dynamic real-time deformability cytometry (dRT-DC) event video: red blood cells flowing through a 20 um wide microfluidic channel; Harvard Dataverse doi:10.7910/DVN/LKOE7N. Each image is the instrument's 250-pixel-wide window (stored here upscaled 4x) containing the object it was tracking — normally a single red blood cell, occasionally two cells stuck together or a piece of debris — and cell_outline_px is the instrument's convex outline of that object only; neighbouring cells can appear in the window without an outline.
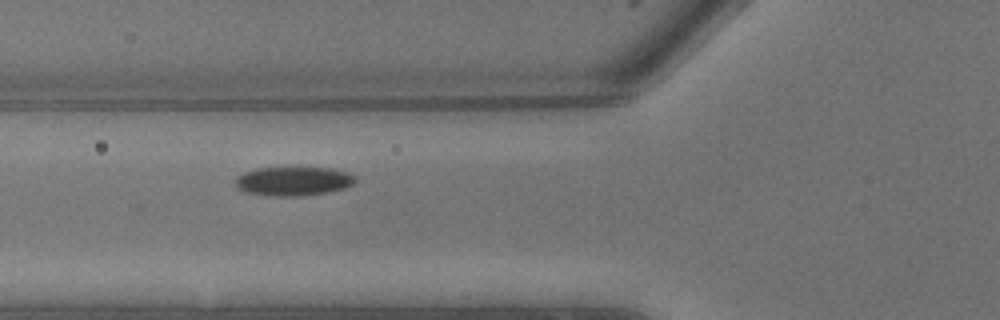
{"species": "common noctule bat (a hibernating species)", "species_latin": "Nyctalus noctula", "temperature_condition": "warm", "stored_images_in_passage": 6, "camera_frame_rate_fps": 3000, "um_per_image_px": 0.085, "animal": {"sex": "male", "body_mass_g": 13.3}, "frame": {"image": 1, "passage_image": 2, "time_ms": 0.333, "image_size_px": [1000, 320], "cell_outline_px": [[356, 180], [352, 184], [344, 188], [328, 192], [304, 196], [268, 196], [244, 192], [236, 188], [236, 176], [244, 172], [256, 168], [332, 168], [348, 172], [356, 176]], "centroid_in_image_um": [24.92, 15.41], "position_along_channel_um": 100.9, "area_um2": 20.46}}
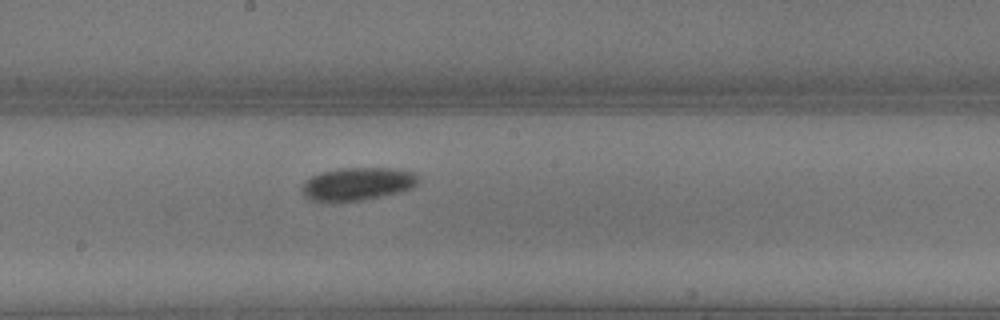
{"frame": {"image": 2, "passage_image": 6, "time_ms": 1.667, "image_size_px": [1000, 320], "cell_outline_px": [[420, 180], [412, 188], [400, 192], [360, 200], [312, 200], [304, 196], [300, 192], [304, 180], [312, 176], [324, 172], [344, 168], [396, 168], [416, 172], [420, 176]], "centroid_in_image_um": [30.45, 15.61], "position_along_channel_um": 217.8, "area_um2": 22.14}}